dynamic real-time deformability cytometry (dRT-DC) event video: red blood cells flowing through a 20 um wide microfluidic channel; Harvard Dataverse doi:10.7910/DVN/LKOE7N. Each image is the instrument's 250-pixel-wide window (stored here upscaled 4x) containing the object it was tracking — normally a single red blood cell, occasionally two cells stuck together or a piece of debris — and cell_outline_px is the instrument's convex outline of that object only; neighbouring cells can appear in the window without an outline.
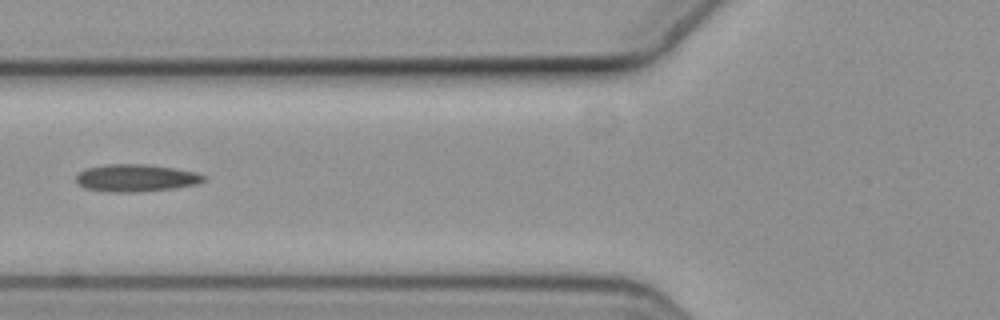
{"species": "common noctule bat (a hibernating species)", "species_latin": "Nyctalus noctula", "temperature_condition": "cold", "stored_images_in_passage": 6, "camera_frame_rate_fps": 3000, "um_per_image_px": 0.085, "animal": {"sex": "female", "body_mass_g": 19.3, "forearm_length_mm": 54.1}, "frame": {"image": 1, "passage_image": 2, "time_ms": 0.333, "image_size_px": [1000, 320], "cell_outline_px": [[204, 180], [196, 184], [176, 188], [140, 192], [112, 192], [84, 188], [76, 184], [76, 176], [84, 168], [104, 164], [148, 164], [196, 172], [204, 176]], "centroid_in_image_um": [11.5, 15.13], "position_along_channel_um": 114.3, "area_um2": 20.46}}
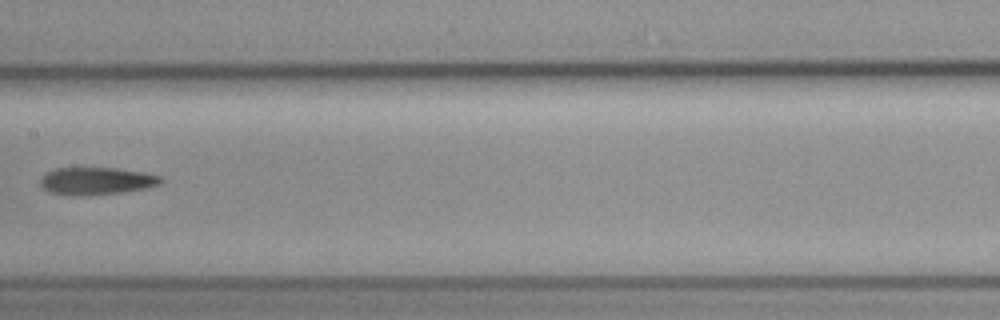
{"frame": {"image": 2, "passage_image": 4, "time_ms": 1.0, "image_size_px": [1000, 320], "cell_outline_px": [[160, 184], [144, 188], [124, 192], [84, 196], [72, 196], [52, 192], [44, 188], [40, 184], [40, 180], [44, 172], [56, 168], [116, 168], [144, 172], [160, 176]], "centroid_in_image_um": [8.15, 15.38], "position_along_channel_um": 199.2, "area_um2": 19.25}}
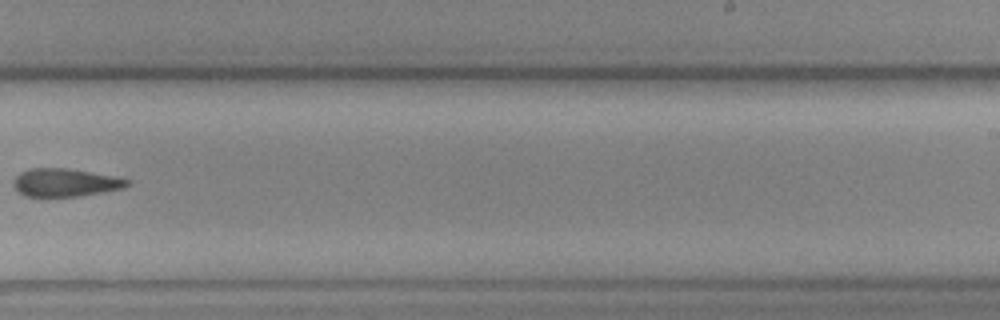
{"frame": {"image": 3, "passage_image": 6, "time_ms": 1.667, "image_size_px": [1000, 320], "cell_outline_px": [[128, 184], [120, 188], [100, 192], [76, 196], [48, 200], [40, 200], [24, 196], [12, 184], [16, 176], [20, 172], [28, 168], [68, 168], [116, 176], [128, 180]], "centroid_in_image_um": [5.42, 15.55], "position_along_channel_um": 283.6, "area_um2": 19.13}}